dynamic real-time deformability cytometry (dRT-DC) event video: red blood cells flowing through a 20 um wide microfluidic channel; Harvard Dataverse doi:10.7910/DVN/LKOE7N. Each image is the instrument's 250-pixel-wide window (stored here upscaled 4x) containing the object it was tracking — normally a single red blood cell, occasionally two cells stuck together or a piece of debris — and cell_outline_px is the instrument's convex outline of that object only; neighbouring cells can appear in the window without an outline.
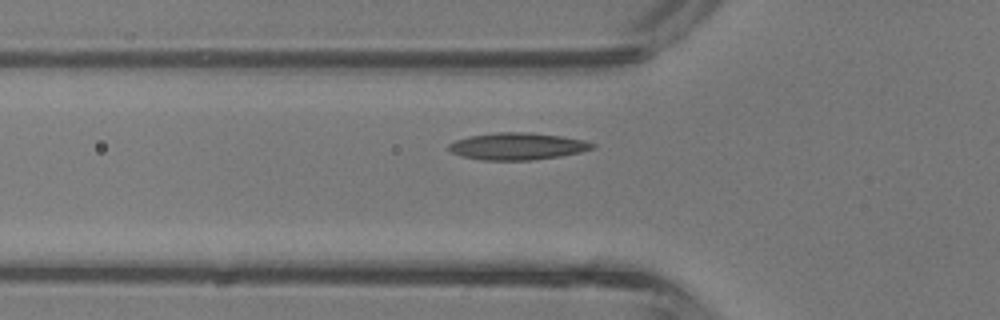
{"species": "common noctule bat (a hibernating species)", "species_latin": "Nyctalus noctula", "temperature_condition": "room temperature", "stored_images_in_passage": 31, "camera_frame_rate_fps": 3000, "um_per_image_px": 0.085, "animal": {"sex": "male", "body_mass_g": 13.3}, "frame": {"image": 1, "passage_image": 6, "time_ms": 1.667, "image_size_px": [1000, 320], "cell_outline_px": [[596, 148], [580, 152], [560, 156], [532, 160], [480, 160], [460, 156], [452, 152], [448, 148], [448, 144], [456, 140], [468, 136], [496, 132], [528, 132], [560, 136], [584, 140], [596, 144]], "centroid_in_image_um": [43.97, 12.43], "position_along_channel_um": 81.8, "area_um2": 22.72}}
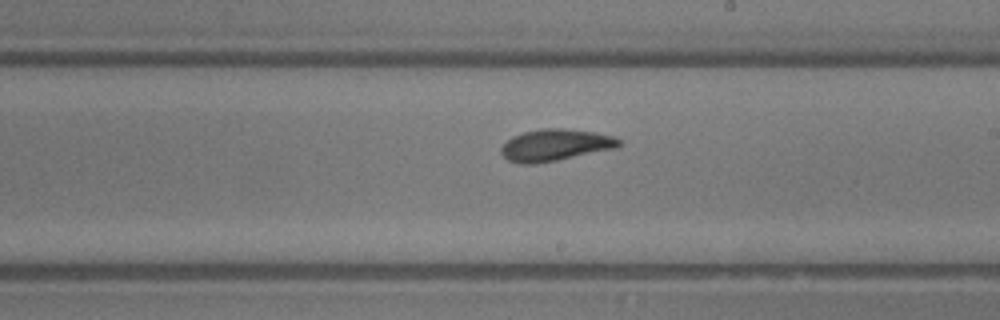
{"frame": {"image": 2, "passage_image": 16, "time_ms": 5.0, "image_size_px": [1000, 320], "cell_outline_px": [[620, 144], [616, 148], [556, 160], [532, 164], [520, 164], [508, 160], [500, 152], [500, 148], [512, 136], [524, 132], [540, 128], [564, 128], [596, 132], [612, 136], [620, 140]], "centroid_in_image_um": [47.17, 12.32], "position_along_channel_um": 241.8, "area_um2": 21.68}}
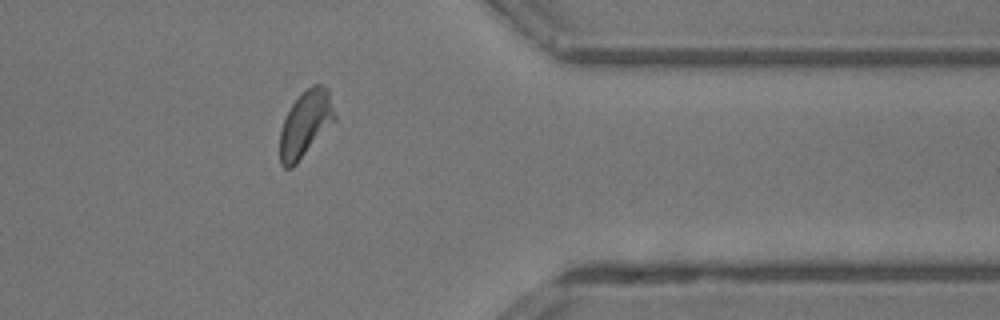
{"frame": {"image": 3, "passage_image": 26, "time_ms": 8.333, "image_size_px": [1000, 320], "cell_outline_px": [[336, 120], [296, 164], [292, 168], [284, 168], [280, 164], [280, 132], [284, 120], [292, 104], [312, 84], [320, 84], [328, 88], [336, 116]], "centroid_in_image_um": [25.98, 10.54], "position_along_channel_um": 385.4, "area_um2": 20.92}, "authors_computed_cell_mechanics": {"area_um2": 20.9236, "velocity_mm_per_s": 4.7835, "shape_relaxation_time_tau1_ms": 4.8658, "shape_relaxation_time_tau2_ms": 1.7835, "deformation_change_tau1": 0.1654, "deformation_change_tau2": 0.0698}}